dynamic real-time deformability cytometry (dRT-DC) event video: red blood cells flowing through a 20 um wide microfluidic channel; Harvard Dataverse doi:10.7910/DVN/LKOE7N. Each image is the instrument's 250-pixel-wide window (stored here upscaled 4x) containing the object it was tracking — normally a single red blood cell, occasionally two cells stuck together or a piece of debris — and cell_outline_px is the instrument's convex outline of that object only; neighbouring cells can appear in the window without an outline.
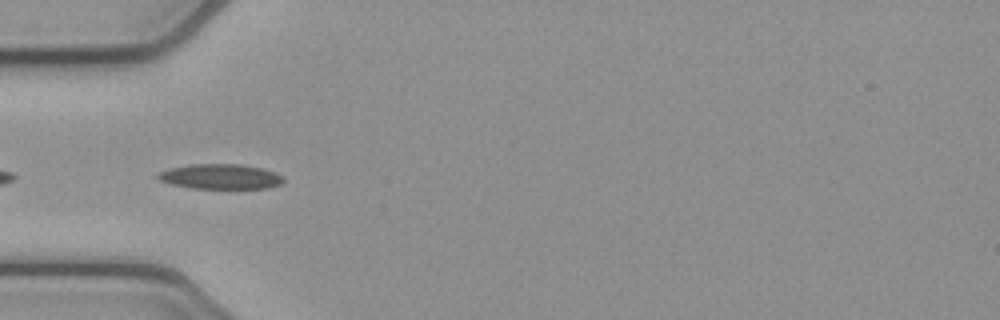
{"species": "common noctule bat (a hibernating species)", "species_latin": "Nyctalus noctula", "temperature_condition": "cold", "stored_images_in_passage": 11, "camera_frame_rate_fps": 3000, "um_per_image_px": 0.085, "animal": {"sex": "female", "body_mass_g": 21.9}, "frame": {"image": 1, "passage_image": 2, "time_ms": 0.333, "image_size_px": [1000, 320], "cell_outline_px": [[284, 180], [280, 184], [268, 188], [192, 188], [172, 184], [160, 180], [156, 176], [160, 172], [168, 168], [188, 164], [240, 164], [260, 168], [276, 172], [284, 176]], "centroid_in_image_um": [18.75, 15.0], "position_along_channel_um": 66.3, "area_um2": 18.26}}
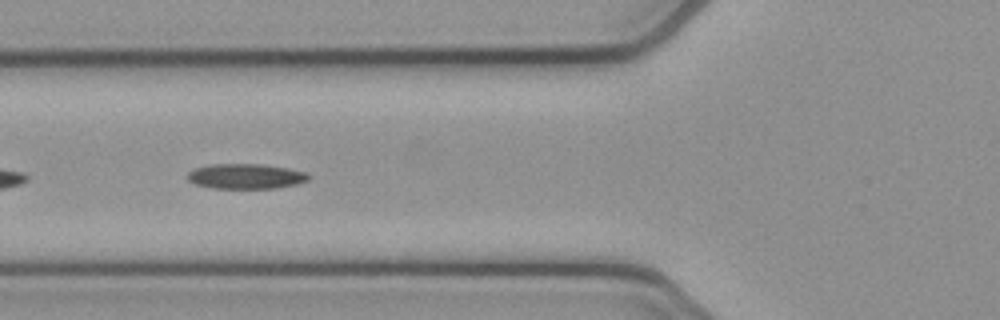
{"frame": {"image": 2, "passage_image": 5, "time_ms": 1.333, "image_size_px": [1000, 320], "cell_outline_px": [[308, 180], [296, 184], [276, 188], [212, 188], [196, 184], [188, 180], [184, 176], [188, 172], [196, 168], [212, 164], [260, 164], [288, 168], [308, 172]], "centroid_in_image_um": [20.87, 14.98], "position_along_channel_um": 104.9, "area_um2": 17.69}}
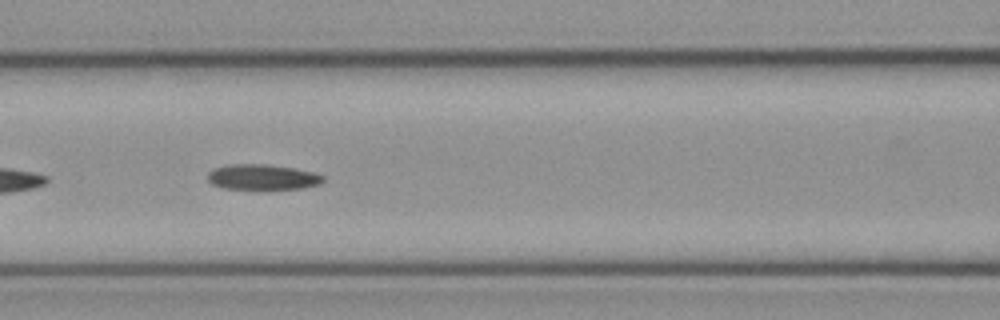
{"frame": {"image": 3, "passage_image": 8, "time_ms": 2.333, "image_size_px": [1000, 320], "cell_outline_px": [[324, 180], [320, 184], [304, 188], [224, 188], [212, 184], [208, 180], [208, 172], [212, 168], [228, 164], [264, 164], [292, 168], [312, 172], [324, 176]], "centroid_in_image_um": [22.28, 15.03], "position_along_channel_um": 144.3, "area_um2": 16.82}}